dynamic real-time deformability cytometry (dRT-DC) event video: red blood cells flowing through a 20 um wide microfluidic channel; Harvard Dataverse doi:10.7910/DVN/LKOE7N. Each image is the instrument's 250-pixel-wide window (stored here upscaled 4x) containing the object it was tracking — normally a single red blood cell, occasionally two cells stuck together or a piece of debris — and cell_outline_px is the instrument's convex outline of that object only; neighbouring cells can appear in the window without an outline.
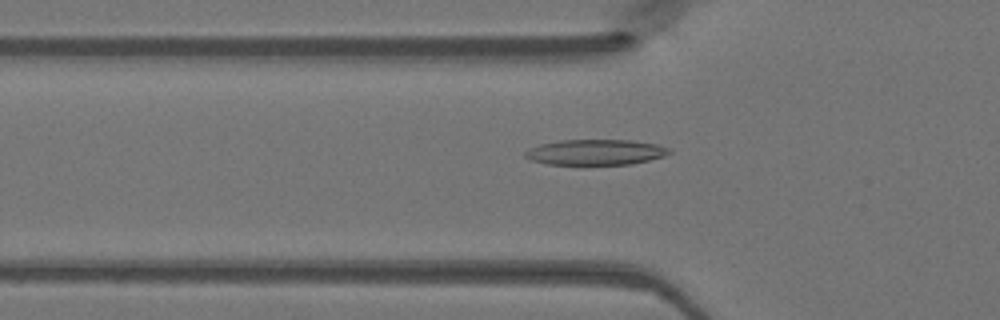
{"species": "Egyptian fruit bat (a non-hibernating species)", "species_latin": "Rousettus aegyptiacus", "temperature_condition": "warm", "stored_images_in_passage": 48, "camera_frame_rate_fps": 3000, "um_per_image_px": 0.085, "animal": {"sex": "female"}, "frame": {"image": 1, "passage_image": 16, "time_ms": 5.0, "image_size_px": [1000, 320], "cell_outline_px": [[672, 152], [664, 156], [632, 164], [548, 164], [532, 160], [524, 156], [524, 152], [528, 148], [540, 144], [560, 140], [632, 140], [656, 144], [672, 148]], "centroid_in_image_um": [50.64, 12.93], "position_along_channel_um": 75.2, "area_um2": 21.44}}
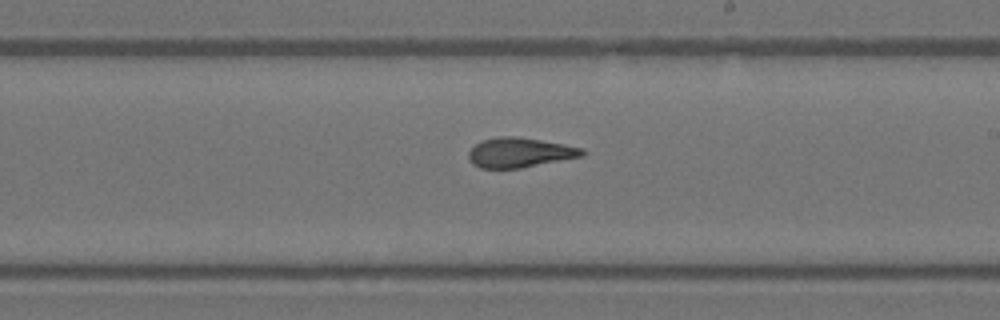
{"frame": {"image": 2, "passage_image": 28, "time_ms": 9.0, "image_size_px": [1000, 320], "cell_outline_px": [[584, 156], [520, 168], [480, 168], [472, 164], [468, 160], [468, 152], [480, 140], [496, 136], [516, 136], [564, 144], [584, 148]], "centroid_in_image_um": [44.15, 12.96], "position_along_channel_um": 244.9, "area_um2": 19.83}}
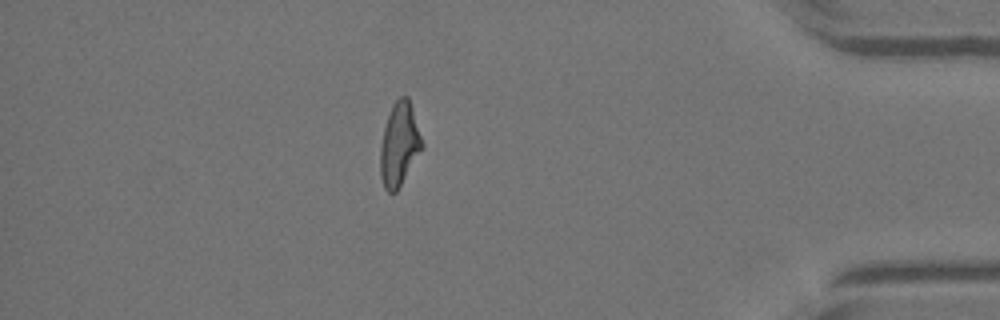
{"frame": {"image": 3, "passage_image": 42, "time_ms": 13.667, "image_size_px": [1000, 320], "cell_outline_px": [[424, 144], [396, 192], [388, 192], [384, 188], [380, 176], [380, 148], [384, 128], [392, 104], [400, 96], [408, 96]], "centroid_in_image_um": [33.92, 12.26], "position_along_channel_um": 401.3, "area_um2": 19.94}}